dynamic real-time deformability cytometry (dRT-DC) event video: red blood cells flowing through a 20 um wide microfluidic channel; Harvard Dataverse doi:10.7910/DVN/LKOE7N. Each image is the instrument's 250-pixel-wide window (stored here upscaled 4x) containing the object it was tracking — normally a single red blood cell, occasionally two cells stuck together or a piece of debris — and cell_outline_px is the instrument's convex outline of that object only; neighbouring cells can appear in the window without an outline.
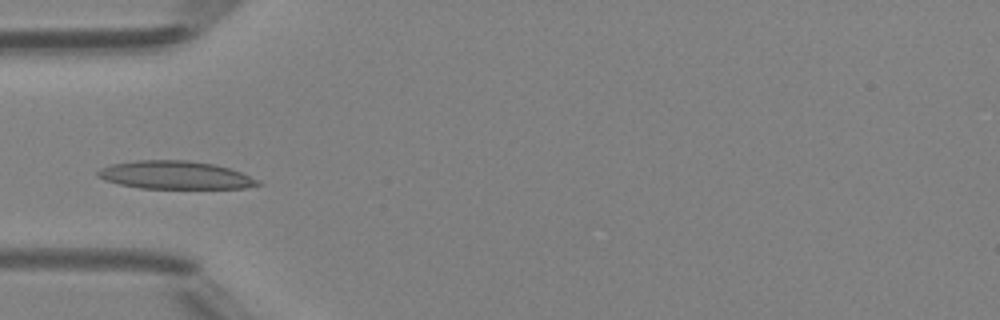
{"species": "Egyptian fruit bat (a non-hibernating species)", "species_latin": "Rousettus aegyptiacus", "temperature_condition": "room temperature", "stored_images_in_passage": 35, "camera_frame_rate_fps": 3000, "um_per_image_px": 0.085, "animal": {"sex": "female"}, "frame": {"image": 1, "passage_image": 2, "time_ms": 0.333, "image_size_px": [1000, 320], "cell_outline_px": [[264, 184], [244, 188], [140, 188], [120, 184], [104, 180], [96, 176], [96, 172], [100, 168], [112, 164], [136, 160], [188, 160], [212, 164], [228, 168], [240, 172], [260, 180]], "centroid_in_image_um": [14.88, 14.88], "position_along_channel_um": 70.1, "area_um2": 26.13}}
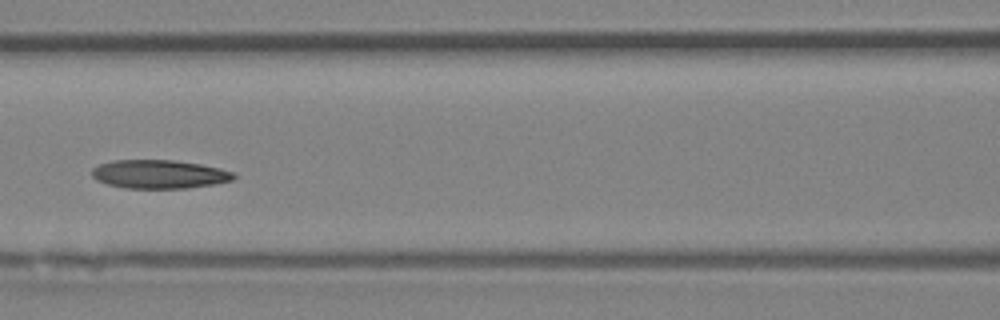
{"frame": {"image": 2, "passage_image": 8, "time_ms": 2.333, "image_size_px": [1000, 320], "cell_outline_px": [[236, 176], [232, 180], [212, 184], [184, 188], [124, 188], [108, 184], [96, 180], [92, 176], [92, 168], [100, 164], [112, 160], [172, 160], [200, 164], [220, 168], [232, 172]], "centroid_in_image_um": [13.5, 14.8], "position_along_channel_um": 153.1, "area_um2": 23.47}}
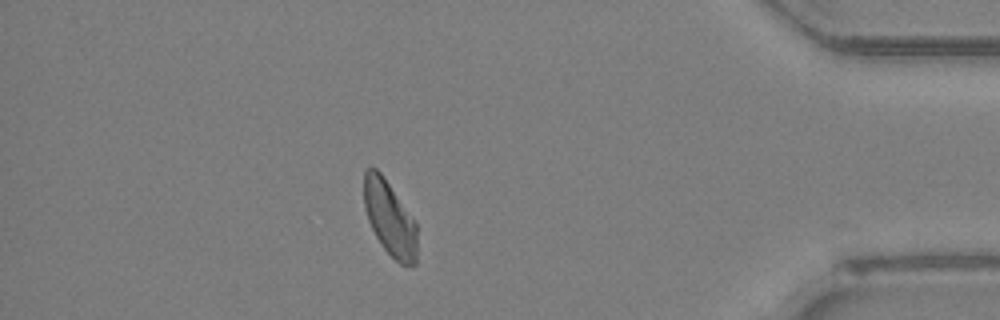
{"frame": {"image": 3, "passage_image": 29, "time_ms": 9.333, "image_size_px": [1000, 320], "cell_outline_px": [[416, 264], [400, 264], [384, 248], [376, 236], [368, 220], [364, 208], [364, 172], [368, 168], [376, 168], [380, 172], [416, 224]], "centroid_in_image_um": [33.1, 18.56], "position_along_channel_um": 402.1, "area_um2": 22.43}}